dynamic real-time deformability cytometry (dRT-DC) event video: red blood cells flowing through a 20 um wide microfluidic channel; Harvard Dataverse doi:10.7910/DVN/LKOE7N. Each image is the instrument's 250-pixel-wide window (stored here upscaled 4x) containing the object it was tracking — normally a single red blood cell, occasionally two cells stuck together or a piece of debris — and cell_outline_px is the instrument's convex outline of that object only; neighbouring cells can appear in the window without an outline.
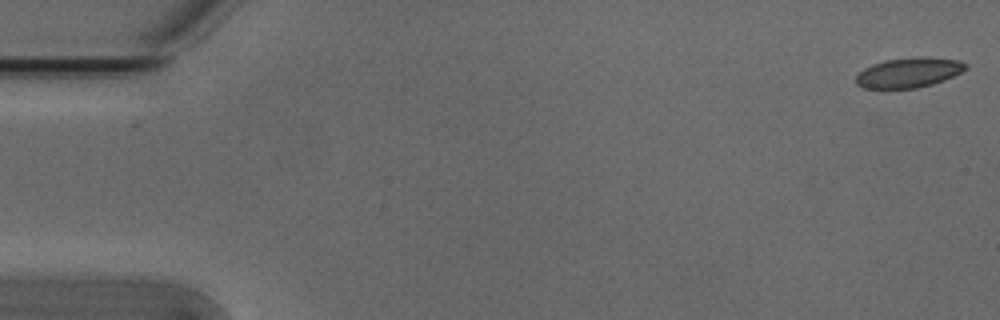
{"species": "Egyptian fruit bat (a non-hibernating species)", "species_latin": "Rousettus aegyptiacus", "temperature_condition": "cold", "stored_images_in_passage": 12, "camera_frame_rate_fps": 3000, "um_per_image_px": 0.085, "animal": {"sex": "male"}, "frame": {"image": 1, "passage_image": 1, "time_ms": 0.0, "image_size_px": [1000, 320], "cell_outline_px": [[968, 68], [944, 80], [932, 84], [916, 88], [884, 92], [864, 88], [856, 84], [856, 76], [864, 68], [872, 64], [884, 60], [920, 56], [928, 56], [960, 60], [968, 64]], "centroid_in_image_um": [77.2, 6.2], "position_along_channel_um": 7.8, "area_um2": 20.0}}